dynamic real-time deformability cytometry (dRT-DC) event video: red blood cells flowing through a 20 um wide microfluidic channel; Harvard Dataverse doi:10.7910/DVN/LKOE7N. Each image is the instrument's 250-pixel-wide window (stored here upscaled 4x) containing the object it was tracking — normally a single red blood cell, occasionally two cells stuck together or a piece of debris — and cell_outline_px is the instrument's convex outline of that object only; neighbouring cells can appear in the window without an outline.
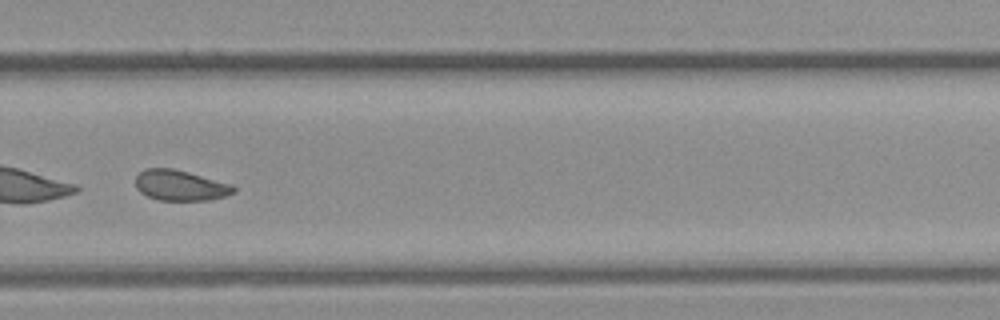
{"species": "common noctule bat (a hibernating species)", "species_latin": "Nyctalus noctula", "temperature_condition": "cold", "stored_images_in_passage": 39, "camera_frame_rate_fps": 3000, "um_per_image_px": 0.085, "animal": {"sex": "female", "body_mass_g": 21.9}, "frame": {"image": 1, "passage_image": 23, "time_ms": 7.333, "image_size_px": [1000, 320], "cell_outline_px": [[236, 192], [224, 196], [208, 200], [156, 200], [140, 192], [136, 188], [136, 176], [144, 168], [172, 168], [188, 172], [232, 184], [236, 188]], "centroid_in_image_um": [15.32, 15.76], "position_along_channel_um": 314.5, "area_um2": 17.46}, "authors_computed_cell_mechanics": {"area_um2": 18.207, "velocity_mm_per_s": 3.8785, "shape_relaxation_time_tau1_ms": 5.7383, "shape_relaxation_time_tau2_ms": 2.1085, "deformation_change_tau1": 0.1291, "deformation_change_tau2": 0.0738}}